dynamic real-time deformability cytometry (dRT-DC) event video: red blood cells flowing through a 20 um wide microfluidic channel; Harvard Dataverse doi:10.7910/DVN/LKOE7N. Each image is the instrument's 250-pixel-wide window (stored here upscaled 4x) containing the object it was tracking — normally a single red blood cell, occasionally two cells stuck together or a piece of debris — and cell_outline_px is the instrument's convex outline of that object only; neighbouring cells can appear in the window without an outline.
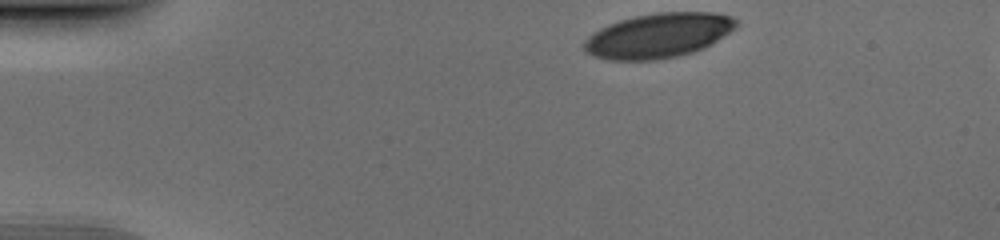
{"species": "human", "species_latin": "Homo sapiens", "temperature_condition": "cold", "stored_images_in_passage": 36, "camera_frame_rate_fps": 3000, "um_per_image_px": 0.085, "donor": {"sex": "male"}, "frame": {"image": 1, "passage_image": 1, "time_ms": 0.0, "image_size_px": [1000, 240], "cell_outline_px": [[736, 24], [728, 32], [704, 48], [692, 52], [676, 56], [656, 60], [608, 60], [596, 56], [588, 52], [584, 48], [584, 40], [592, 32], [608, 24], [632, 16], [656, 12], [716, 12], [732, 16], [736, 20]], "centroid_in_image_um": [55.92, 3.0], "position_along_channel_um": 29.1, "area_um2": 39.36}}
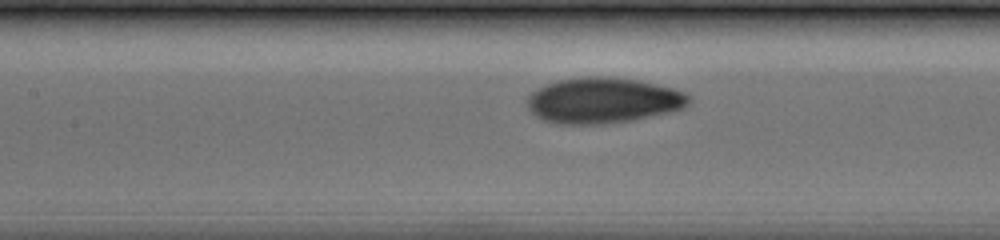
{"frame": {"image": 2, "passage_image": 16, "time_ms": 5.0, "image_size_px": [1000, 240], "cell_outline_px": [[692, 100], [684, 108], [652, 116], [632, 120], [604, 124], [560, 124], [544, 120], [536, 116], [528, 108], [528, 96], [536, 88], [544, 84], [556, 80], [592, 76], [600, 76], [636, 80], [676, 88], [684, 92]], "centroid_in_image_um": [51.26, 8.54], "position_along_channel_um": 156.1, "area_um2": 43.06}}
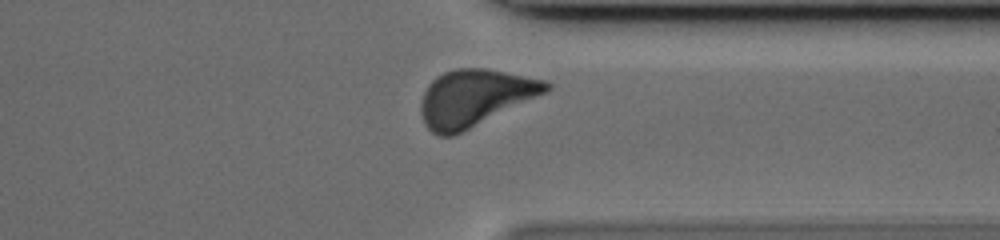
{"frame": {"image": 3, "passage_image": 32, "time_ms": 10.333, "image_size_px": [1000, 240], "cell_outline_px": [[552, 88], [548, 92], [452, 136], [440, 136], [432, 132], [424, 124], [420, 112], [420, 104], [424, 92], [428, 84], [436, 76], [444, 72], [456, 68], [484, 68], [548, 80], [552, 84]], "centroid_in_image_um": [40.35, 8.3], "position_along_channel_um": 371.0, "area_um2": 41.33}}